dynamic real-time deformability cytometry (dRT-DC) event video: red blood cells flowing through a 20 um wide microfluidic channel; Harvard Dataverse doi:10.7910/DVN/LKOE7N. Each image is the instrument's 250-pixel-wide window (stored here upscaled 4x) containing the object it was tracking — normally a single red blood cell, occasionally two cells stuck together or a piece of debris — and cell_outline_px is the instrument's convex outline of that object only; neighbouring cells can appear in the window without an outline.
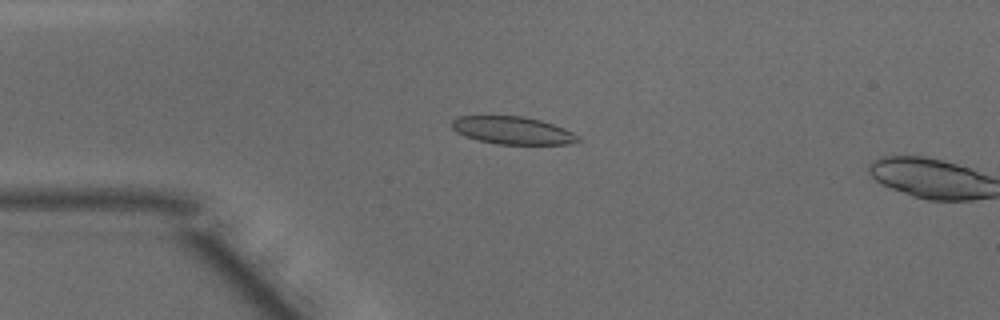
{"species": "common noctule bat (a hibernating species)", "species_latin": "Nyctalus noctula", "temperature_condition": "warm", "stored_images_in_passage": 14, "camera_frame_rate_fps": 3000, "um_per_image_px": 0.085, "animal": {"sex": "male", "body_mass_g": 15.6}, "frame": {"image": 1, "passage_image": 12, "time_ms": 3.667, "image_size_px": [1000, 320], "cell_outline_px": [[580, 144], [496, 144], [464, 136], [456, 132], [452, 128], [452, 120], [456, 116], [524, 116], [540, 120], [564, 128], [580, 136]], "centroid_in_image_um": [43.6, 11.09], "position_along_channel_um": 41.4, "area_um2": 20.46}}